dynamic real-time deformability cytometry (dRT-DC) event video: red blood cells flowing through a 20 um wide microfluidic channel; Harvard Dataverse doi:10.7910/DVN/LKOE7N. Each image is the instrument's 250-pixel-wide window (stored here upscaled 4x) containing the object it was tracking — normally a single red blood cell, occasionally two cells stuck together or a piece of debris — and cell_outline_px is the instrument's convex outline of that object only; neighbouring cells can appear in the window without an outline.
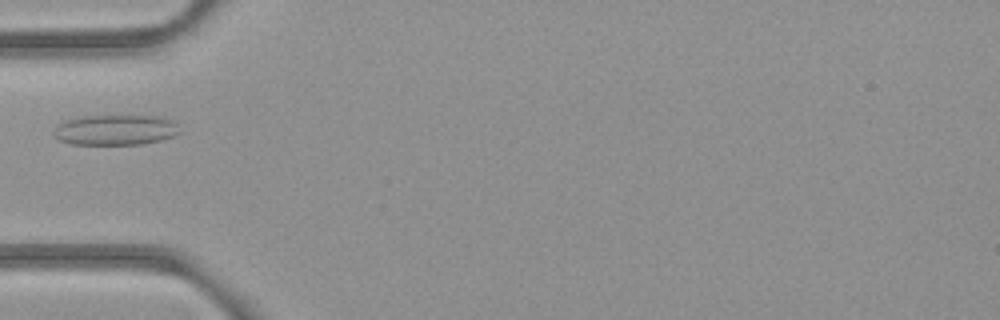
{"species": "common noctule bat (a hibernating species)", "species_latin": "Nyctalus noctula", "temperature_condition": "room temperature", "stored_images_in_passage": 3, "camera_frame_rate_fps": 3000, "um_per_image_px": 0.085, "animal": {"sex": "female", "body_mass_g": 21.9}, "frame": {"image": 1, "passage_image": 2, "time_ms": 1.333, "image_size_px": [1000, 320], "cell_outline_px": [[180, 132], [172, 136], [160, 140], [140, 144], [72, 144], [60, 140], [56, 136], [56, 124], [68, 120], [84, 116], [160, 116], [176, 120]], "centroid_in_image_um": [9.88, 11.03], "position_along_channel_um": 75.1, "area_um2": 22.08}}